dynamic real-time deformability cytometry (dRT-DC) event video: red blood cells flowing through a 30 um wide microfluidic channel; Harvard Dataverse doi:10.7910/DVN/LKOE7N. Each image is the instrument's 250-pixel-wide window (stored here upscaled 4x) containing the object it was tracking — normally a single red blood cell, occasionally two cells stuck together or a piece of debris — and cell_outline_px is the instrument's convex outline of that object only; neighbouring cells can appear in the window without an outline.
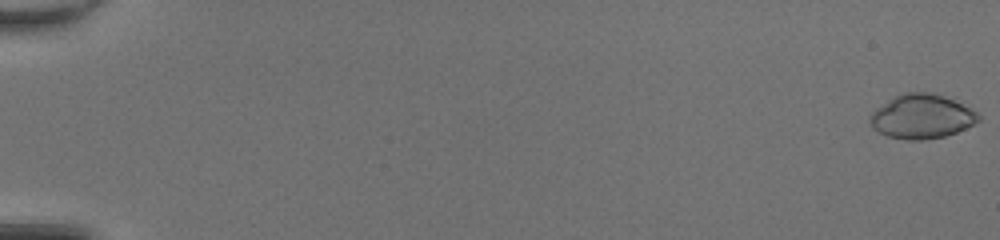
{"species": "common noctule bat (a hibernating species)", "species_latin": "Nyctalus noctula", "temperature_condition": "room temperature", "stored_images_in_passage": 10, "camera_frame_rate_fps": 3000, "um_per_image_px": 0.085, "animal": {"sex": "female", "body_mass_g": 20.0, "forearm_length_mm": 54.0}, "frame": {"image": 1, "passage_image": 1, "time_ms": 0.0, "image_size_px": [1000, 240], "cell_outline_px": [[980, 120], [956, 132], [944, 136], [924, 140], [908, 140], [888, 136], [872, 128], [868, 120], [868, 116], [876, 108], [888, 100], [904, 92], [936, 92], [972, 108], [980, 116]], "centroid_in_image_um": [78.33, 9.89], "position_along_channel_um": 6.7, "area_um2": 28.03}}